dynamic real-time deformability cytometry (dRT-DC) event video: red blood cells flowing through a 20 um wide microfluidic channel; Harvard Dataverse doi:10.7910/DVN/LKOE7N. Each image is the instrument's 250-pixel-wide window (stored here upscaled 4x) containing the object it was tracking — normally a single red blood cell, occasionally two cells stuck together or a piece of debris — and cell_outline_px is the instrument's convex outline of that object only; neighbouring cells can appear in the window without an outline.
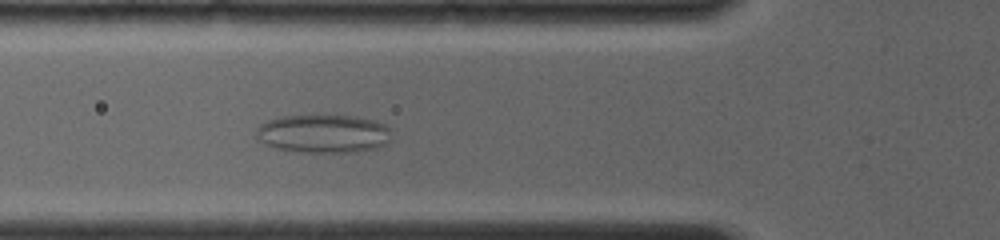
{"species": "common noctule bat (a hibernating species)", "species_latin": "Nyctalus noctula", "temperature_condition": "room temperature", "stored_images_in_passage": 6, "camera_frame_rate_fps": 4000, "um_per_image_px": 0.085, "animal": {"sex": "female", "body_mass_g": 19.0, "forearm_length_mm": 56.7}, "frame": {"image": 1, "passage_image": 2, "time_ms": 0.75, "image_size_px": [1000, 240], "cell_outline_px": [[388, 140], [384, 144], [376, 148], [348, 152], [300, 152], [276, 148], [264, 144], [256, 140], [256, 128], [260, 124], [268, 120], [284, 116], [324, 112], [356, 116], [376, 120], [384, 124], [388, 128]], "centroid_in_image_um": [27.42, 11.31], "position_along_channel_um": 98.4, "area_um2": 31.1}}